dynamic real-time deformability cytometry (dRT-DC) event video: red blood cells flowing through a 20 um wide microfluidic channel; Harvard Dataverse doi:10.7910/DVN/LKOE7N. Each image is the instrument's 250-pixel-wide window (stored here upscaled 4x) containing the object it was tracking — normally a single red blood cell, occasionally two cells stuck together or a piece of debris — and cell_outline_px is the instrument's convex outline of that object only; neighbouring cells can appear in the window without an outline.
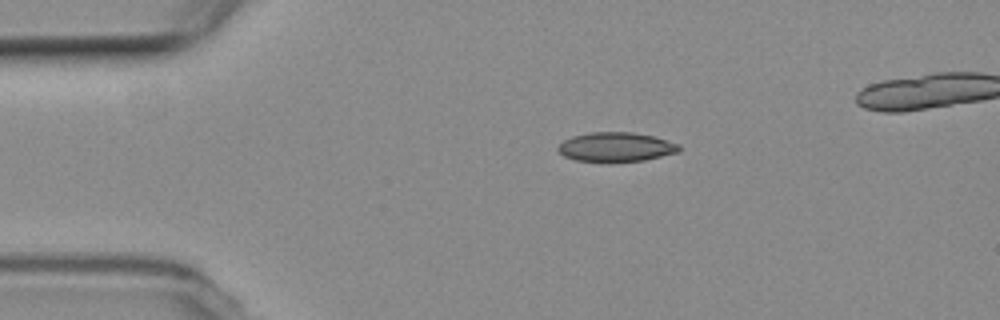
{"species": "common noctule bat (a hibernating species)", "species_latin": "Nyctalus noctula", "temperature_condition": "room temperature", "stored_images_in_passage": 3, "camera_frame_rate_fps": 3000, "um_per_image_px": 0.085, "animal": {"sex": "female", "body_mass_g": 19.3, "forearm_length_mm": 54.1}, "frame": {"image": 1, "passage_image": 1, "time_ms": 0.0, "image_size_px": [1000, 320], "cell_outline_px": [[680, 152], [644, 160], [576, 160], [564, 156], [556, 148], [564, 140], [572, 136], [592, 132], [632, 132], [656, 136], [680, 144]], "centroid_in_image_um": [52.41, 12.46], "position_along_channel_um": 32.6, "area_um2": 20.35}}
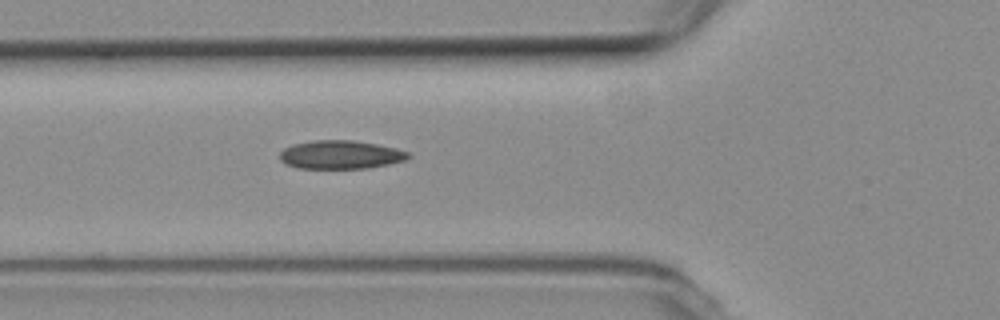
{"frame": {"image": 2, "passage_image": 3, "time_ms": 3.0, "image_size_px": [1000, 320], "cell_outline_px": [[412, 156], [408, 160], [368, 168], [296, 168], [280, 160], [280, 152], [284, 148], [292, 144], [316, 140], [352, 140], [376, 144], [396, 148], [408, 152]], "centroid_in_image_um": [28.97, 13.15], "position_along_channel_um": 96.8, "area_um2": 21.33}}